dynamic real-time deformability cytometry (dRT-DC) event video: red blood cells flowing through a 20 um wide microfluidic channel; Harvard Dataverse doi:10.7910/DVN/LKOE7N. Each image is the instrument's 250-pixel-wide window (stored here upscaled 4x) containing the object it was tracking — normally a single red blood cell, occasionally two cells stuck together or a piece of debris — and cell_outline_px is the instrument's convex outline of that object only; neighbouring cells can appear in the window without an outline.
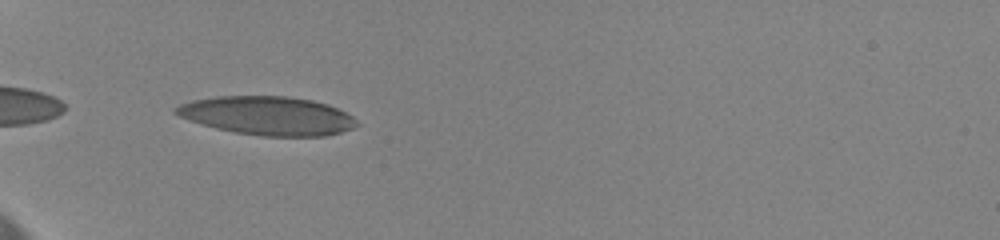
{"species": "human", "species_latin": "Homo sapiens", "temperature_condition": "cold", "stored_images_in_passage": 40, "camera_frame_rate_fps": 3000, "um_per_image_px": 0.085, "donor": {"sex": "female"}, "frame": {"image": 1, "passage_image": 1, "time_ms": 0.0, "image_size_px": [1000, 240], "cell_outline_px": [[360, 124], [352, 128], [340, 132], [324, 136], [260, 136], [236, 132], [216, 128], [180, 116], [172, 112], [172, 108], [180, 104], [192, 100], [216, 96], [288, 96], [312, 100], [328, 104], [352, 116]], "centroid_in_image_um": [22.74, 9.83], "position_along_channel_um": 62.3, "area_um2": 40.58}}
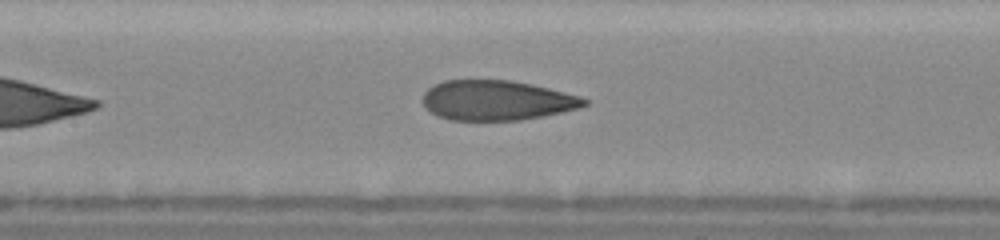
{"frame": {"image": 2, "passage_image": 16, "time_ms": 3.333, "image_size_px": [1000, 240], "cell_outline_px": [[592, 100], [588, 104], [580, 108], [520, 120], [448, 120], [424, 108], [424, 92], [428, 88], [444, 80], [512, 80], [532, 84], [580, 96]], "centroid_in_image_um": [42.25, 8.52], "position_along_channel_um": 165.2, "area_um2": 37.51}}
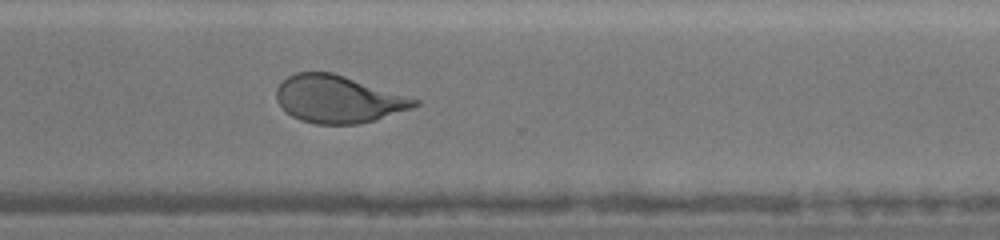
{"frame": {"image": 3, "passage_image": 38, "time_ms": 8.333, "image_size_px": [1000, 240], "cell_outline_px": [[420, 104], [412, 108], [372, 120], [356, 124], [316, 124], [300, 120], [292, 116], [276, 100], [276, 88], [288, 76], [296, 72], [332, 72], [420, 100]], "centroid_in_image_um": [28.72, 8.42], "position_along_channel_um": 341.9, "area_um2": 37.63}}